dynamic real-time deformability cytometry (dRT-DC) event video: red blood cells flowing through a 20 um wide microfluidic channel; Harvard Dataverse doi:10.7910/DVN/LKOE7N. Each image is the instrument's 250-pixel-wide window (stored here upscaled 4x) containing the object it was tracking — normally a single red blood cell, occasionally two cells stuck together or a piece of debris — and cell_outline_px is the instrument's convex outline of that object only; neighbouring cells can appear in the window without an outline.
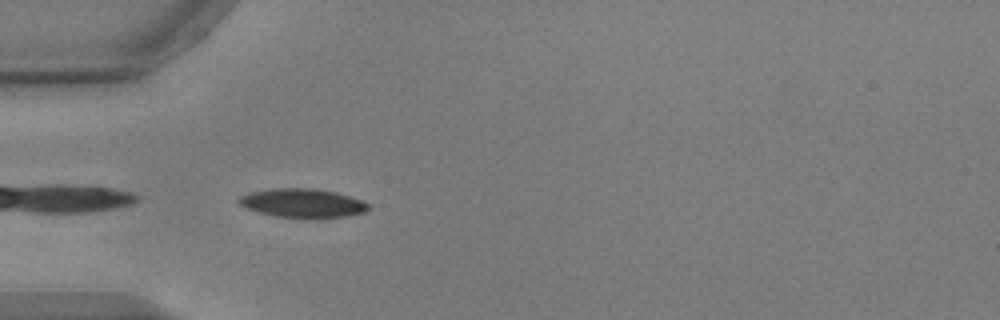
{"species": "common noctule bat (a hibernating species)", "species_latin": "Nyctalus noctula", "temperature_condition": "warm", "stored_images_in_passage": 34, "camera_frame_rate_fps": 3000, "um_per_image_px": 0.085, "animal": {"sex": "male", "body_mass_g": 17.9, "forearm_length_mm": 54.2}, "frame": {"image": 1, "passage_image": 1, "time_ms": 0.0, "image_size_px": [1000, 320], "cell_outline_px": [[368, 208], [364, 212], [348, 216], [276, 216], [260, 212], [248, 208], [240, 204], [236, 200], [240, 196], [248, 192], [272, 188], [316, 188], [336, 192], [360, 200], [368, 204]], "centroid_in_image_um": [25.67, 17.22], "position_along_channel_um": 59.3, "area_um2": 21.1}}
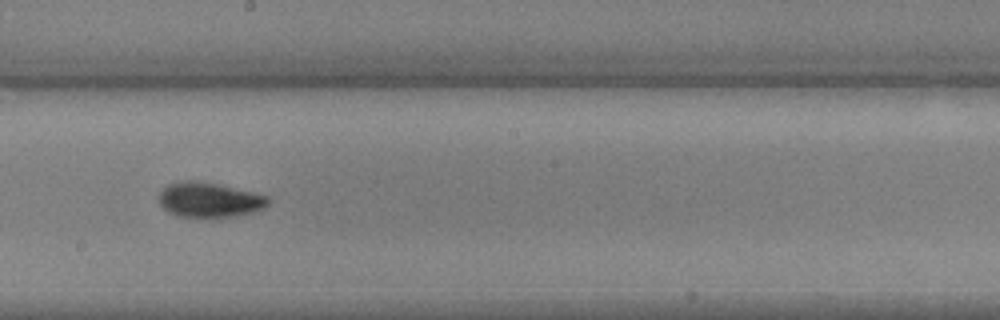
{"frame": {"image": 2, "passage_image": 15, "time_ms": 4.667, "image_size_px": [1000, 320], "cell_outline_px": [[268, 204], [264, 208], [252, 212], [236, 216], [212, 220], [200, 220], [176, 216], [168, 212], [160, 204], [156, 196], [168, 184], [184, 180], [192, 180], [216, 184], [252, 192], [268, 196]], "centroid_in_image_um": [17.73, 17.05], "position_along_channel_um": 230.5, "area_um2": 22.95}}
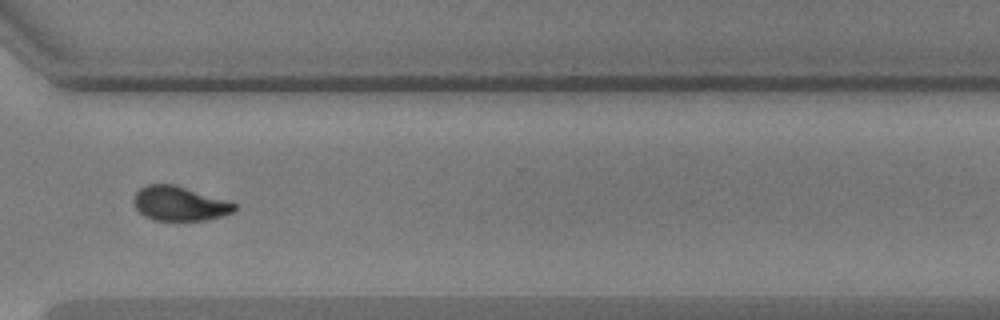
{"frame": {"image": 3, "passage_image": 25, "time_ms": 8.0, "image_size_px": [1000, 320], "cell_outline_px": [[236, 208], [232, 212], [220, 216], [204, 220], [152, 220], [144, 216], [136, 208], [132, 200], [136, 192], [140, 188], [148, 184], [172, 184], [224, 200], [236, 204]], "centroid_in_image_um": [15.19, 17.31], "position_along_channel_um": 355.4, "area_um2": 19.77}, "authors_computed_cell_mechanics": {"area_um2": 21.0681, "velocity_mm_per_s": 3.7509, "shape_relaxation_time_tau1_ms": 3.262, "shape_relaxation_time_tau2_ms": 2.558, "deformation_change_tau1": 0.1425, "deformation_change_tau2": 0.0594}}